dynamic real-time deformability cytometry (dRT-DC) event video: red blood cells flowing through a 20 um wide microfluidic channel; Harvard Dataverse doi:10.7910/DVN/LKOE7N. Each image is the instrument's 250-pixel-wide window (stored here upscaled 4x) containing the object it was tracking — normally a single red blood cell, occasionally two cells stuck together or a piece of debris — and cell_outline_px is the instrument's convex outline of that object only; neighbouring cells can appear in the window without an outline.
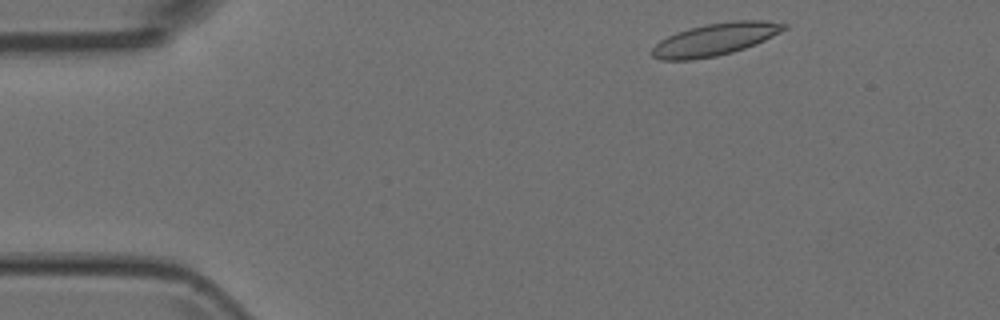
{"species": "Egyptian fruit bat (a non-hibernating species)", "species_latin": "Rousettus aegyptiacus", "temperature_condition": "room temperature", "stored_images_in_passage": 3, "camera_frame_rate_fps": 3000, "um_per_image_px": 0.085, "animal": {"sex": "female"}, "frame": {"image": 1, "passage_image": 1, "time_ms": 0.0, "image_size_px": [1000, 320], "cell_outline_px": [[788, 28], [756, 44], [732, 52], [716, 56], [692, 60], [660, 60], [652, 56], [652, 48], [660, 40], [676, 32], [688, 28], [708, 24], [736, 20], [768, 20], [788, 24]], "centroid_in_image_um": [60.79, 3.34], "position_along_channel_um": 24.2, "area_um2": 24.85}}
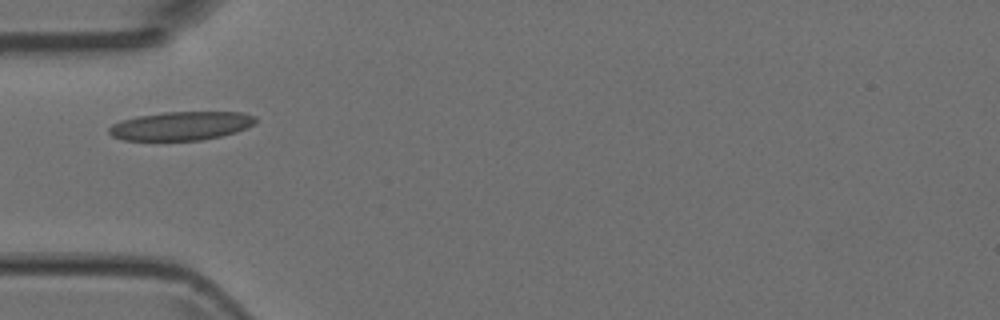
{"frame": {"image": 2, "passage_image": 3, "time_ms": 0.667, "image_size_px": [1000, 320], "cell_outline_px": [[256, 120], [252, 124], [236, 132], [220, 136], [200, 140], [124, 140], [112, 136], [108, 132], [108, 128], [112, 124], [120, 120], [136, 116], [164, 112], [244, 112], [256, 116]], "centroid_in_image_um": [15.35, 10.69], "position_along_channel_um": 69.6, "area_um2": 24.45}}